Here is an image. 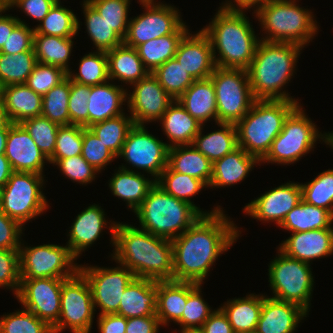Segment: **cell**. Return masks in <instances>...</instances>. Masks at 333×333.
I'll list each match as a JSON object with an SVG mask.
<instances>
[{"mask_svg":"<svg viewBox=\"0 0 333 333\" xmlns=\"http://www.w3.org/2000/svg\"><path fill=\"white\" fill-rule=\"evenodd\" d=\"M2 104L11 123L41 116L42 95L35 93L26 84H12L4 87Z\"/></svg>","mask_w":333,"mask_h":333,"instance_id":"33","label":"cell"},{"mask_svg":"<svg viewBox=\"0 0 333 333\" xmlns=\"http://www.w3.org/2000/svg\"><path fill=\"white\" fill-rule=\"evenodd\" d=\"M297 0H271L253 15L260 22L265 42L294 43L307 46L319 30L312 10L301 7Z\"/></svg>","mask_w":333,"mask_h":333,"instance_id":"5","label":"cell"},{"mask_svg":"<svg viewBox=\"0 0 333 333\" xmlns=\"http://www.w3.org/2000/svg\"><path fill=\"white\" fill-rule=\"evenodd\" d=\"M180 333H204L201 328H186L180 330Z\"/></svg>","mask_w":333,"mask_h":333,"instance_id":"70","label":"cell"},{"mask_svg":"<svg viewBox=\"0 0 333 333\" xmlns=\"http://www.w3.org/2000/svg\"><path fill=\"white\" fill-rule=\"evenodd\" d=\"M220 129L204 135L201 130L195 136L192 146L200 151L212 163L221 159L238 147L237 129L235 124L216 123Z\"/></svg>","mask_w":333,"mask_h":333,"instance_id":"37","label":"cell"},{"mask_svg":"<svg viewBox=\"0 0 333 333\" xmlns=\"http://www.w3.org/2000/svg\"><path fill=\"white\" fill-rule=\"evenodd\" d=\"M168 166L175 172L201 180L207 187L210 184L213 163L192 145L169 148Z\"/></svg>","mask_w":333,"mask_h":333,"instance_id":"35","label":"cell"},{"mask_svg":"<svg viewBox=\"0 0 333 333\" xmlns=\"http://www.w3.org/2000/svg\"><path fill=\"white\" fill-rule=\"evenodd\" d=\"M105 212L99 204H91L77 214L74 219L69 233L67 246L71 253L78 259L82 252H85L94 242H96L106 229L109 223L111 234V243L114 245V232L117 222H108L105 217Z\"/></svg>","mask_w":333,"mask_h":333,"instance_id":"21","label":"cell"},{"mask_svg":"<svg viewBox=\"0 0 333 333\" xmlns=\"http://www.w3.org/2000/svg\"><path fill=\"white\" fill-rule=\"evenodd\" d=\"M185 23L173 34L149 40L135 48L142 63L150 73L174 58L180 41L190 31Z\"/></svg>","mask_w":333,"mask_h":333,"instance_id":"36","label":"cell"},{"mask_svg":"<svg viewBox=\"0 0 333 333\" xmlns=\"http://www.w3.org/2000/svg\"><path fill=\"white\" fill-rule=\"evenodd\" d=\"M74 37H57L34 34L33 50L38 63L53 65L66 71L70 68V56L73 52Z\"/></svg>","mask_w":333,"mask_h":333,"instance_id":"39","label":"cell"},{"mask_svg":"<svg viewBox=\"0 0 333 333\" xmlns=\"http://www.w3.org/2000/svg\"><path fill=\"white\" fill-rule=\"evenodd\" d=\"M308 313L299 305L263 294L260 318L254 333H294Z\"/></svg>","mask_w":333,"mask_h":333,"instance_id":"24","label":"cell"},{"mask_svg":"<svg viewBox=\"0 0 333 333\" xmlns=\"http://www.w3.org/2000/svg\"><path fill=\"white\" fill-rule=\"evenodd\" d=\"M302 200L333 213V169L321 172L305 184L300 183Z\"/></svg>","mask_w":333,"mask_h":333,"instance_id":"48","label":"cell"},{"mask_svg":"<svg viewBox=\"0 0 333 333\" xmlns=\"http://www.w3.org/2000/svg\"><path fill=\"white\" fill-rule=\"evenodd\" d=\"M10 123V120L8 119L6 110L3 106V104H0V130H3L8 124Z\"/></svg>","mask_w":333,"mask_h":333,"instance_id":"68","label":"cell"},{"mask_svg":"<svg viewBox=\"0 0 333 333\" xmlns=\"http://www.w3.org/2000/svg\"><path fill=\"white\" fill-rule=\"evenodd\" d=\"M70 95V78L67 76L59 84L42 96L41 116L58 125H70L68 100Z\"/></svg>","mask_w":333,"mask_h":333,"instance_id":"46","label":"cell"},{"mask_svg":"<svg viewBox=\"0 0 333 333\" xmlns=\"http://www.w3.org/2000/svg\"><path fill=\"white\" fill-rule=\"evenodd\" d=\"M67 76V72L59 67L37 63L25 84L35 93L43 96Z\"/></svg>","mask_w":333,"mask_h":333,"instance_id":"55","label":"cell"},{"mask_svg":"<svg viewBox=\"0 0 333 333\" xmlns=\"http://www.w3.org/2000/svg\"><path fill=\"white\" fill-rule=\"evenodd\" d=\"M160 321L156 314L127 319L125 333H158Z\"/></svg>","mask_w":333,"mask_h":333,"instance_id":"62","label":"cell"},{"mask_svg":"<svg viewBox=\"0 0 333 333\" xmlns=\"http://www.w3.org/2000/svg\"><path fill=\"white\" fill-rule=\"evenodd\" d=\"M302 200L299 182H287L255 198L243 208V212L259 221L274 222L278 227L286 215Z\"/></svg>","mask_w":333,"mask_h":333,"instance_id":"19","label":"cell"},{"mask_svg":"<svg viewBox=\"0 0 333 333\" xmlns=\"http://www.w3.org/2000/svg\"><path fill=\"white\" fill-rule=\"evenodd\" d=\"M14 0H0V6L3 9H9Z\"/></svg>","mask_w":333,"mask_h":333,"instance_id":"71","label":"cell"},{"mask_svg":"<svg viewBox=\"0 0 333 333\" xmlns=\"http://www.w3.org/2000/svg\"><path fill=\"white\" fill-rule=\"evenodd\" d=\"M286 256L309 263L333 254V228L293 232L279 244Z\"/></svg>","mask_w":333,"mask_h":333,"instance_id":"23","label":"cell"},{"mask_svg":"<svg viewBox=\"0 0 333 333\" xmlns=\"http://www.w3.org/2000/svg\"><path fill=\"white\" fill-rule=\"evenodd\" d=\"M108 181V187L115 197L126 202L128 209L133 212L141 205L151 188L156 184L152 177L145 175L138 170L130 169L125 165H120L117 172Z\"/></svg>","mask_w":333,"mask_h":333,"instance_id":"27","label":"cell"},{"mask_svg":"<svg viewBox=\"0 0 333 333\" xmlns=\"http://www.w3.org/2000/svg\"><path fill=\"white\" fill-rule=\"evenodd\" d=\"M54 4L52 0H14L9 9L19 8L26 16L40 23Z\"/></svg>","mask_w":333,"mask_h":333,"instance_id":"61","label":"cell"},{"mask_svg":"<svg viewBox=\"0 0 333 333\" xmlns=\"http://www.w3.org/2000/svg\"><path fill=\"white\" fill-rule=\"evenodd\" d=\"M20 282L19 249H0V287L11 289L15 297Z\"/></svg>","mask_w":333,"mask_h":333,"instance_id":"56","label":"cell"},{"mask_svg":"<svg viewBox=\"0 0 333 333\" xmlns=\"http://www.w3.org/2000/svg\"><path fill=\"white\" fill-rule=\"evenodd\" d=\"M229 299L219 306L228 317L234 333H254L260 318L263 294Z\"/></svg>","mask_w":333,"mask_h":333,"instance_id":"34","label":"cell"},{"mask_svg":"<svg viewBox=\"0 0 333 333\" xmlns=\"http://www.w3.org/2000/svg\"><path fill=\"white\" fill-rule=\"evenodd\" d=\"M157 310V281L134 277L121 297L116 314L126 319L152 316Z\"/></svg>","mask_w":333,"mask_h":333,"instance_id":"26","label":"cell"},{"mask_svg":"<svg viewBox=\"0 0 333 333\" xmlns=\"http://www.w3.org/2000/svg\"><path fill=\"white\" fill-rule=\"evenodd\" d=\"M131 86L133 90L127 91L126 105L134 125L158 122L174 101L152 73Z\"/></svg>","mask_w":333,"mask_h":333,"instance_id":"18","label":"cell"},{"mask_svg":"<svg viewBox=\"0 0 333 333\" xmlns=\"http://www.w3.org/2000/svg\"><path fill=\"white\" fill-rule=\"evenodd\" d=\"M71 81L87 86L103 84L110 80L108 74L107 53L94 51L85 54L79 62L78 73L69 71L67 73Z\"/></svg>","mask_w":333,"mask_h":333,"instance_id":"45","label":"cell"},{"mask_svg":"<svg viewBox=\"0 0 333 333\" xmlns=\"http://www.w3.org/2000/svg\"><path fill=\"white\" fill-rule=\"evenodd\" d=\"M144 12L131 17L123 44L136 48L149 40L173 34L184 22L181 12L171 4L155 0H138Z\"/></svg>","mask_w":333,"mask_h":333,"instance_id":"14","label":"cell"},{"mask_svg":"<svg viewBox=\"0 0 333 333\" xmlns=\"http://www.w3.org/2000/svg\"><path fill=\"white\" fill-rule=\"evenodd\" d=\"M111 82L109 80L103 84L90 86L87 106L88 127L125 113L122 105L127 103V90L129 89Z\"/></svg>","mask_w":333,"mask_h":333,"instance_id":"25","label":"cell"},{"mask_svg":"<svg viewBox=\"0 0 333 333\" xmlns=\"http://www.w3.org/2000/svg\"><path fill=\"white\" fill-rule=\"evenodd\" d=\"M25 228L0 210V249H19Z\"/></svg>","mask_w":333,"mask_h":333,"instance_id":"60","label":"cell"},{"mask_svg":"<svg viewBox=\"0 0 333 333\" xmlns=\"http://www.w3.org/2000/svg\"><path fill=\"white\" fill-rule=\"evenodd\" d=\"M202 125L213 119L217 123V104L211 78L195 80L177 99Z\"/></svg>","mask_w":333,"mask_h":333,"instance_id":"31","label":"cell"},{"mask_svg":"<svg viewBox=\"0 0 333 333\" xmlns=\"http://www.w3.org/2000/svg\"><path fill=\"white\" fill-rule=\"evenodd\" d=\"M98 316L97 327L100 333H125L127 319L124 316L116 313Z\"/></svg>","mask_w":333,"mask_h":333,"instance_id":"64","label":"cell"},{"mask_svg":"<svg viewBox=\"0 0 333 333\" xmlns=\"http://www.w3.org/2000/svg\"><path fill=\"white\" fill-rule=\"evenodd\" d=\"M202 284H198L187 296L182 318L176 323L180 330L201 328L209 316L215 311L211 309L202 296Z\"/></svg>","mask_w":333,"mask_h":333,"instance_id":"53","label":"cell"},{"mask_svg":"<svg viewBox=\"0 0 333 333\" xmlns=\"http://www.w3.org/2000/svg\"><path fill=\"white\" fill-rule=\"evenodd\" d=\"M156 184L173 197L193 205L202 215H211L221 209V206L217 205L211 211H203L196 206L191 197L208 187L201 180L175 172L169 166L157 178Z\"/></svg>","mask_w":333,"mask_h":333,"instance_id":"40","label":"cell"},{"mask_svg":"<svg viewBox=\"0 0 333 333\" xmlns=\"http://www.w3.org/2000/svg\"><path fill=\"white\" fill-rule=\"evenodd\" d=\"M55 4H62L61 0H52Z\"/></svg>","mask_w":333,"mask_h":333,"instance_id":"74","label":"cell"},{"mask_svg":"<svg viewBox=\"0 0 333 333\" xmlns=\"http://www.w3.org/2000/svg\"><path fill=\"white\" fill-rule=\"evenodd\" d=\"M159 122L164 131L163 134L169 140V148L192 145L202 127V123L193 118L178 100H174L168 106Z\"/></svg>","mask_w":333,"mask_h":333,"instance_id":"30","label":"cell"},{"mask_svg":"<svg viewBox=\"0 0 333 333\" xmlns=\"http://www.w3.org/2000/svg\"><path fill=\"white\" fill-rule=\"evenodd\" d=\"M7 134H8V125L3 130H0V154L5 153Z\"/></svg>","mask_w":333,"mask_h":333,"instance_id":"69","label":"cell"},{"mask_svg":"<svg viewBox=\"0 0 333 333\" xmlns=\"http://www.w3.org/2000/svg\"><path fill=\"white\" fill-rule=\"evenodd\" d=\"M117 264L113 268L80 265L79 271L90 285L94 308L100 309L99 315L118 312L121 297L135 277L130 269Z\"/></svg>","mask_w":333,"mask_h":333,"instance_id":"16","label":"cell"},{"mask_svg":"<svg viewBox=\"0 0 333 333\" xmlns=\"http://www.w3.org/2000/svg\"><path fill=\"white\" fill-rule=\"evenodd\" d=\"M20 124L27 130L42 153L49 159L54 153L60 125L51 122L43 116L25 119Z\"/></svg>","mask_w":333,"mask_h":333,"instance_id":"51","label":"cell"},{"mask_svg":"<svg viewBox=\"0 0 333 333\" xmlns=\"http://www.w3.org/2000/svg\"><path fill=\"white\" fill-rule=\"evenodd\" d=\"M83 0L82 9L86 32L93 42L96 51H110L123 44V39L111 28L99 12L88 2Z\"/></svg>","mask_w":333,"mask_h":333,"instance_id":"41","label":"cell"},{"mask_svg":"<svg viewBox=\"0 0 333 333\" xmlns=\"http://www.w3.org/2000/svg\"><path fill=\"white\" fill-rule=\"evenodd\" d=\"M0 333H53L52 327L22 308L0 317Z\"/></svg>","mask_w":333,"mask_h":333,"instance_id":"49","label":"cell"},{"mask_svg":"<svg viewBox=\"0 0 333 333\" xmlns=\"http://www.w3.org/2000/svg\"><path fill=\"white\" fill-rule=\"evenodd\" d=\"M333 150V131L329 132V145Z\"/></svg>","mask_w":333,"mask_h":333,"instance_id":"73","label":"cell"},{"mask_svg":"<svg viewBox=\"0 0 333 333\" xmlns=\"http://www.w3.org/2000/svg\"><path fill=\"white\" fill-rule=\"evenodd\" d=\"M83 145V126L62 125L58 128L56 145L49 164L54 165L59 159L81 155Z\"/></svg>","mask_w":333,"mask_h":333,"instance_id":"52","label":"cell"},{"mask_svg":"<svg viewBox=\"0 0 333 333\" xmlns=\"http://www.w3.org/2000/svg\"><path fill=\"white\" fill-rule=\"evenodd\" d=\"M64 279L67 278H21L16 298L23 308L52 327L60 316Z\"/></svg>","mask_w":333,"mask_h":333,"instance_id":"17","label":"cell"},{"mask_svg":"<svg viewBox=\"0 0 333 333\" xmlns=\"http://www.w3.org/2000/svg\"><path fill=\"white\" fill-rule=\"evenodd\" d=\"M278 255L268 265V282L275 299L299 305L308 314L311 306L314 278L311 264Z\"/></svg>","mask_w":333,"mask_h":333,"instance_id":"9","label":"cell"},{"mask_svg":"<svg viewBox=\"0 0 333 333\" xmlns=\"http://www.w3.org/2000/svg\"><path fill=\"white\" fill-rule=\"evenodd\" d=\"M134 213L140 229L169 240L180 236L202 216L193 205L173 197L157 184Z\"/></svg>","mask_w":333,"mask_h":333,"instance_id":"7","label":"cell"},{"mask_svg":"<svg viewBox=\"0 0 333 333\" xmlns=\"http://www.w3.org/2000/svg\"><path fill=\"white\" fill-rule=\"evenodd\" d=\"M303 48L294 43L259 41L246 69L255 99L299 101L283 89L293 78Z\"/></svg>","mask_w":333,"mask_h":333,"instance_id":"3","label":"cell"},{"mask_svg":"<svg viewBox=\"0 0 333 333\" xmlns=\"http://www.w3.org/2000/svg\"><path fill=\"white\" fill-rule=\"evenodd\" d=\"M269 1L271 0H225V3L222 2L221 6L235 11H247L252 9L255 12L259 7Z\"/></svg>","mask_w":333,"mask_h":333,"instance_id":"66","label":"cell"},{"mask_svg":"<svg viewBox=\"0 0 333 333\" xmlns=\"http://www.w3.org/2000/svg\"><path fill=\"white\" fill-rule=\"evenodd\" d=\"M20 23L13 29L7 41L0 49L1 53L16 54L33 50L34 28L18 18Z\"/></svg>","mask_w":333,"mask_h":333,"instance_id":"59","label":"cell"},{"mask_svg":"<svg viewBox=\"0 0 333 333\" xmlns=\"http://www.w3.org/2000/svg\"><path fill=\"white\" fill-rule=\"evenodd\" d=\"M169 143L150 134L145 125H134L128 132L121 152L117 158L129 165L143 170L157 180L168 166Z\"/></svg>","mask_w":333,"mask_h":333,"instance_id":"15","label":"cell"},{"mask_svg":"<svg viewBox=\"0 0 333 333\" xmlns=\"http://www.w3.org/2000/svg\"><path fill=\"white\" fill-rule=\"evenodd\" d=\"M210 78L216 95L217 123L236 125L256 100L247 70L216 66Z\"/></svg>","mask_w":333,"mask_h":333,"instance_id":"11","label":"cell"},{"mask_svg":"<svg viewBox=\"0 0 333 333\" xmlns=\"http://www.w3.org/2000/svg\"><path fill=\"white\" fill-rule=\"evenodd\" d=\"M197 285L175 280L157 281L156 316L162 327L172 321L176 324L182 318L187 296Z\"/></svg>","mask_w":333,"mask_h":333,"instance_id":"29","label":"cell"},{"mask_svg":"<svg viewBox=\"0 0 333 333\" xmlns=\"http://www.w3.org/2000/svg\"><path fill=\"white\" fill-rule=\"evenodd\" d=\"M6 11H9V9L2 8L0 10V49L7 41L13 29L20 23L18 16L4 14Z\"/></svg>","mask_w":333,"mask_h":333,"instance_id":"65","label":"cell"},{"mask_svg":"<svg viewBox=\"0 0 333 333\" xmlns=\"http://www.w3.org/2000/svg\"><path fill=\"white\" fill-rule=\"evenodd\" d=\"M44 176L14 171L0 189V210L23 227L26 222L41 216L49 208L43 193Z\"/></svg>","mask_w":333,"mask_h":333,"instance_id":"10","label":"cell"},{"mask_svg":"<svg viewBox=\"0 0 333 333\" xmlns=\"http://www.w3.org/2000/svg\"><path fill=\"white\" fill-rule=\"evenodd\" d=\"M201 329L204 333H234L228 317L220 307L215 309Z\"/></svg>","mask_w":333,"mask_h":333,"instance_id":"63","label":"cell"},{"mask_svg":"<svg viewBox=\"0 0 333 333\" xmlns=\"http://www.w3.org/2000/svg\"><path fill=\"white\" fill-rule=\"evenodd\" d=\"M4 87L5 86L3 85L2 81L0 80V104L3 101Z\"/></svg>","mask_w":333,"mask_h":333,"instance_id":"72","label":"cell"},{"mask_svg":"<svg viewBox=\"0 0 333 333\" xmlns=\"http://www.w3.org/2000/svg\"><path fill=\"white\" fill-rule=\"evenodd\" d=\"M131 0H89L111 28L124 39L130 18H128Z\"/></svg>","mask_w":333,"mask_h":333,"instance_id":"50","label":"cell"},{"mask_svg":"<svg viewBox=\"0 0 333 333\" xmlns=\"http://www.w3.org/2000/svg\"><path fill=\"white\" fill-rule=\"evenodd\" d=\"M78 19L73 10L62 4H54L44 19L34 26V34L75 37L80 29Z\"/></svg>","mask_w":333,"mask_h":333,"instance_id":"42","label":"cell"},{"mask_svg":"<svg viewBox=\"0 0 333 333\" xmlns=\"http://www.w3.org/2000/svg\"><path fill=\"white\" fill-rule=\"evenodd\" d=\"M108 74L111 81L132 85L150 72L145 68L135 48L122 44L107 51Z\"/></svg>","mask_w":333,"mask_h":333,"instance_id":"32","label":"cell"},{"mask_svg":"<svg viewBox=\"0 0 333 333\" xmlns=\"http://www.w3.org/2000/svg\"><path fill=\"white\" fill-rule=\"evenodd\" d=\"M112 261L130 269L135 277L155 281L173 280V246L169 239L140 227L117 222Z\"/></svg>","mask_w":333,"mask_h":333,"instance_id":"2","label":"cell"},{"mask_svg":"<svg viewBox=\"0 0 333 333\" xmlns=\"http://www.w3.org/2000/svg\"><path fill=\"white\" fill-rule=\"evenodd\" d=\"M127 115L124 113L88 127L116 157L121 152L129 130L134 126L132 117Z\"/></svg>","mask_w":333,"mask_h":333,"instance_id":"43","label":"cell"},{"mask_svg":"<svg viewBox=\"0 0 333 333\" xmlns=\"http://www.w3.org/2000/svg\"><path fill=\"white\" fill-rule=\"evenodd\" d=\"M260 160L237 147L221 159L213 162L212 177L208 188L229 187L246 179Z\"/></svg>","mask_w":333,"mask_h":333,"instance_id":"28","label":"cell"},{"mask_svg":"<svg viewBox=\"0 0 333 333\" xmlns=\"http://www.w3.org/2000/svg\"><path fill=\"white\" fill-rule=\"evenodd\" d=\"M152 74L174 100L195 81L175 57L160 65Z\"/></svg>","mask_w":333,"mask_h":333,"instance_id":"47","label":"cell"},{"mask_svg":"<svg viewBox=\"0 0 333 333\" xmlns=\"http://www.w3.org/2000/svg\"><path fill=\"white\" fill-rule=\"evenodd\" d=\"M174 57L194 80L210 78L216 67L210 38L202 29L195 34L188 32Z\"/></svg>","mask_w":333,"mask_h":333,"instance_id":"22","label":"cell"},{"mask_svg":"<svg viewBox=\"0 0 333 333\" xmlns=\"http://www.w3.org/2000/svg\"><path fill=\"white\" fill-rule=\"evenodd\" d=\"M224 213L221 208L217 213L202 215L171 240L173 280L203 284L218 257L241 237L239 227Z\"/></svg>","mask_w":333,"mask_h":333,"instance_id":"1","label":"cell"},{"mask_svg":"<svg viewBox=\"0 0 333 333\" xmlns=\"http://www.w3.org/2000/svg\"><path fill=\"white\" fill-rule=\"evenodd\" d=\"M5 156L15 172L43 175L49 159L38 148L33 138L20 123H9Z\"/></svg>","mask_w":333,"mask_h":333,"instance_id":"20","label":"cell"},{"mask_svg":"<svg viewBox=\"0 0 333 333\" xmlns=\"http://www.w3.org/2000/svg\"><path fill=\"white\" fill-rule=\"evenodd\" d=\"M299 104L297 101L256 99L236 124L238 146L261 160L282 131L285 119Z\"/></svg>","mask_w":333,"mask_h":333,"instance_id":"6","label":"cell"},{"mask_svg":"<svg viewBox=\"0 0 333 333\" xmlns=\"http://www.w3.org/2000/svg\"><path fill=\"white\" fill-rule=\"evenodd\" d=\"M333 213L321 207L301 202L295 206L279 226L283 230L306 232L315 229L333 228Z\"/></svg>","mask_w":333,"mask_h":333,"instance_id":"38","label":"cell"},{"mask_svg":"<svg viewBox=\"0 0 333 333\" xmlns=\"http://www.w3.org/2000/svg\"><path fill=\"white\" fill-rule=\"evenodd\" d=\"M299 104L285 119L282 131L271 144L262 163L289 165L310 153L321 139L329 145V132L321 133Z\"/></svg>","mask_w":333,"mask_h":333,"instance_id":"8","label":"cell"},{"mask_svg":"<svg viewBox=\"0 0 333 333\" xmlns=\"http://www.w3.org/2000/svg\"><path fill=\"white\" fill-rule=\"evenodd\" d=\"M95 312L90 285L78 271L62 282L60 316L52 331L61 333L68 328L72 333H91Z\"/></svg>","mask_w":333,"mask_h":333,"instance_id":"12","label":"cell"},{"mask_svg":"<svg viewBox=\"0 0 333 333\" xmlns=\"http://www.w3.org/2000/svg\"><path fill=\"white\" fill-rule=\"evenodd\" d=\"M81 156L98 172H101L109 163L117 158L87 127H83Z\"/></svg>","mask_w":333,"mask_h":333,"instance_id":"54","label":"cell"},{"mask_svg":"<svg viewBox=\"0 0 333 333\" xmlns=\"http://www.w3.org/2000/svg\"><path fill=\"white\" fill-rule=\"evenodd\" d=\"M89 95L90 86L70 80V95L68 100L70 124L88 128L87 106Z\"/></svg>","mask_w":333,"mask_h":333,"instance_id":"57","label":"cell"},{"mask_svg":"<svg viewBox=\"0 0 333 333\" xmlns=\"http://www.w3.org/2000/svg\"><path fill=\"white\" fill-rule=\"evenodd\" d=\"M37 63L34 51L11 55L0 52V80L4 86L25 84Z\"/></svg>","mask_w":333,"mask_h":333,"instance_id":"44","label":"cell"},{"mask_svg":"<svg viewBox=\"0 0 333 333\" xmlns=\"http://www.w3.org/2000/svg\"><path fill=\"white\" fill-rule=\"evenodd\" d=\"M69 247L57 244L19 247L21 278H70L75 275L80 265Z\"/></svg>","mask_w":333,"mask_h":333,"instance_id":"13","label":"cell"},{"mask_svg":"<svg viewBox=\"0 0 333 333\" xmlns=\"http://www.w3.org/2000/svg\"><path fill=\"white\" fill-rule=\"evenodd\" d=\"M13 172L14 171L5 154H0V189L5 186Z\"/></svg>","mask_w":333,"mask_h":333,"instance_id":"67","label":"cell"},{"mask_svg":"<svg viewBox=\"0 0 333 333\" xmlns=\"http://www.w3.org/2000/svg\"><path fill=\"white\" fill-rule=\"evenodd\" d=\"M54 165H57L60 172L72 182H77L85 186L95 180L97 173H100L81 155L59 159Z\"/></svg>","mask_w":333,"mask_h":333,"instance_id":"58","label":"cell"},{"mask_svg":"<svg viewBox=\"0 0 333 333\" xmlns=\"http://www.w3.org/2000/svg\"><path fill=\"white\" fill-rule=\"evenodd\" d=\"M218 9L209 24L201 28L210 38L215 64L222 68L247 69L260 38L255 34L246 11L222 6Z\"/></svg>","mask_w":333,"mask_h":333,"instance_id":"4","label":"cell"}]
</instances>
